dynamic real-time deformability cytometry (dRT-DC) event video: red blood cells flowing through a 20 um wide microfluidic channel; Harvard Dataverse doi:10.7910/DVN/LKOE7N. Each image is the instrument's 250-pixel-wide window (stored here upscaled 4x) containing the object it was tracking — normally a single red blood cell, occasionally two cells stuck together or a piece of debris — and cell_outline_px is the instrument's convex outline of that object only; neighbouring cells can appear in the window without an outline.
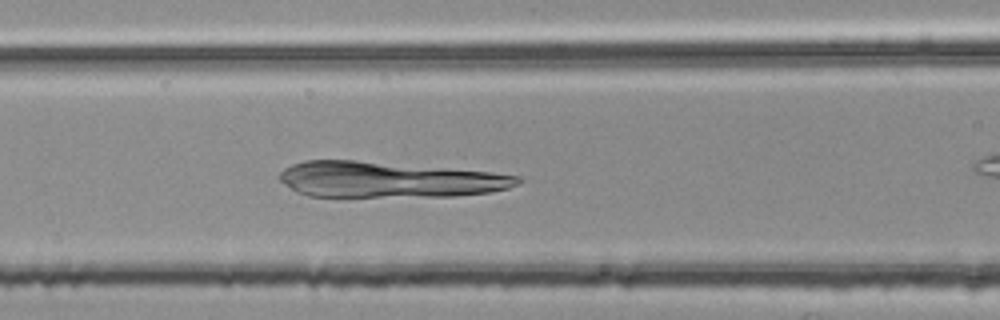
{"species": "common noctule bat (a hibernating species)", "species_latin": "Nyctalus noctula", "temperature_condition": "room temperature", "stored_images_in_passage": 43, "camera_frame_rate_fps": 3000, "um_per_image_px": 0.085, "animal": {"sex": "female", "body_mass_g": 25.1}, "frame": {"image": 1, "passage_image": 22, "time_ms": 7.0, "image_size_px": [1000, 320], "cell_outline_px": [[524, 180], [520, 184], [508, 188], [492, 192], [456, 196], [308, 196], [296, 192], [284, 184], [280, 180], [280, 172], [284, 168], [292, 164], [304, 160], [356, 160], [492, 172], [520, 176]], "centroid_in_image_um": [33.07, 15.26], "position_along_channel_um": 133.5, "area_um2": 49.65}}
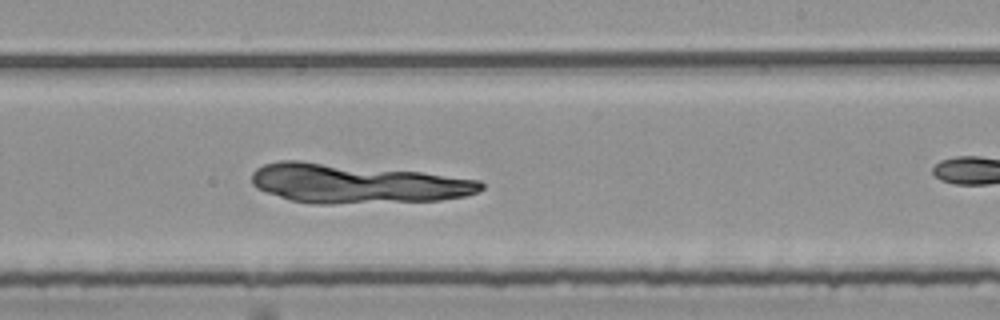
{"frame": {"image": 2, "passage_image": 32, "time_ms": 10.333, "image_size_px": [1000, 320], "cell_outline_px": [[484, 188], [476, 192], [464, 196], [440, 200], [332, 204], [316, 204], [292, 200], [256, 188], [252, 184], [252, 172], [256, 168], [264, 164], [280, 160], [300, 160], [420, 172], [480, 180], [484, 184]], "centroid_in_image_um": [30.28, 15.6], "position_along_channel_um": 258.7, "area_um2": 52.37}}
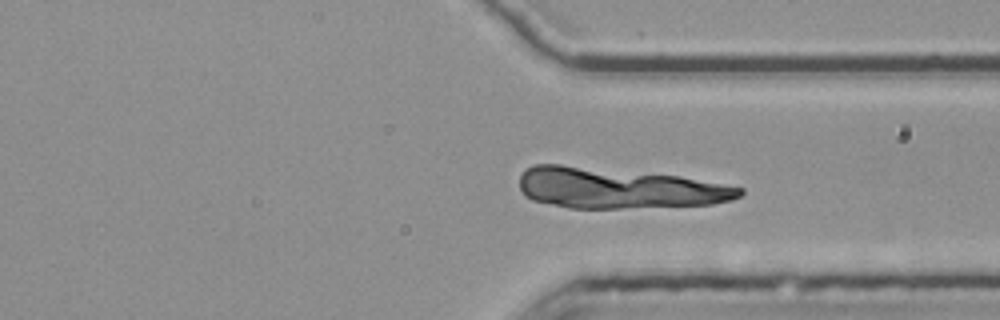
{"frame": {"image": 3, "passage_image": 40, "time_ms": 13.0, "image_size_px": [1000, 320], "cell_outline_px": [[744, 192], [740, 196], [732, 200], [712, 204], [620, 208], [568, 208], [532, 200], [524, 196], [520, 188], [520, 176], [524, 168], [532, 164], [560, 164], [680, 176], [744, 188]], "centroid_in_image_um": [52.5, 15.99], "position_along_channel_um": 358.9, "area_um2": 52.08}}